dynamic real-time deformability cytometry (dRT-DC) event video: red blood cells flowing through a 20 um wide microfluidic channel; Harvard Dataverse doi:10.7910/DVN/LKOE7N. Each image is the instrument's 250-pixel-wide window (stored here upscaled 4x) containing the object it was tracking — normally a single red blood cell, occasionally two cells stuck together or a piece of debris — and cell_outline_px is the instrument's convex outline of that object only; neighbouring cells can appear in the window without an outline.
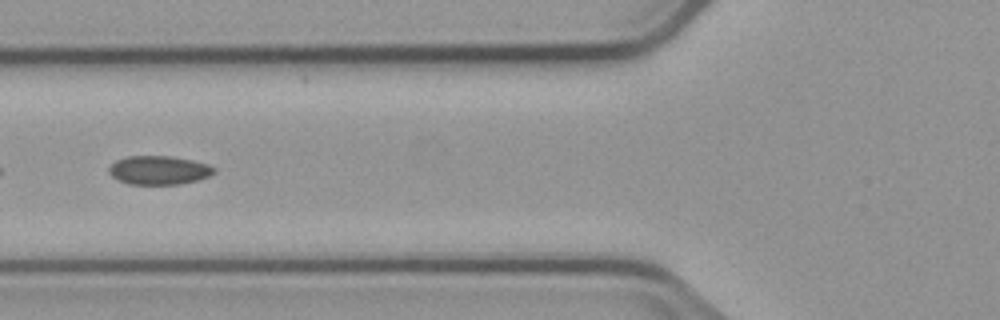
{"species": "common noctule bat (a hibernating species)", "species_latin": "Nyctalus noctula", "temperature_condition": "cold", "stored_images_in_passage": 7, "camera_frame_rate_fps": 3000, "um_per_image_px": 0.085, "animal": {"sex": "male", "body_mass_g": 23.1, "forearm_length_mm": 52.7}, "frame": {"image": 1, "passage_image": 4, "time_ms": 3.667, "image_size_px": [1000, 320], "cell_outline_px": [[216, 172], [208, 176], [196, 180], [176, 184], [128, 184], [112, 176], [108, 172], [108, 168], [116, 160], [128, 156], [172, 156], [192, 160], [208, 164], [216, 168]], "centroid_in_image_um": [13.51, 14.45], "position_along_channel_um": 112.3, "area_um2": 17.51}}
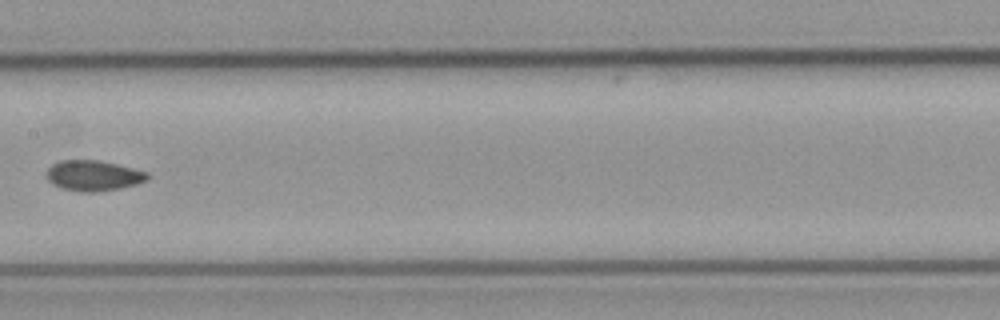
{"frame": {"image": 2, "passage_image": 6, "time_ms": 6.0, "image_size_px": [1000, 320], "cell_outline_px": [[148, 180], [136, 184], [120, 188], [96, 192], [84, 192], [64, 188], [52, 184], [48, 180], [48, 168], [52, 164], [60, 160], [96, 160], [116, 164], [148, 172]], "centroid_in_image_um": [7.95, 14.92], "position_along_channel_um": 199.5, "area_um2": 17.69}}
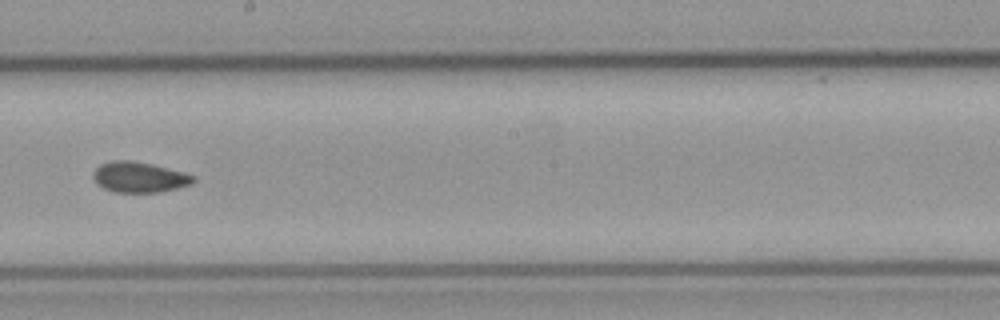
{"frame": {"image": 3, "passage_image": 7, "time_ms": 7.0, "image_size_px": [1000, 320], "cell_outline_px": [[196, 180], [192, 184], [160, 192], [116, 192], [104, 188], [96, 184], [92, 176], [92, 172], [100, 164], [112, 160], [128, 160], [148, 164], [196, 176]], "centroid_in_image_um": [11.79, 15.07], "position_along_channel_um": 236.4, "area_um2": 17.57}}